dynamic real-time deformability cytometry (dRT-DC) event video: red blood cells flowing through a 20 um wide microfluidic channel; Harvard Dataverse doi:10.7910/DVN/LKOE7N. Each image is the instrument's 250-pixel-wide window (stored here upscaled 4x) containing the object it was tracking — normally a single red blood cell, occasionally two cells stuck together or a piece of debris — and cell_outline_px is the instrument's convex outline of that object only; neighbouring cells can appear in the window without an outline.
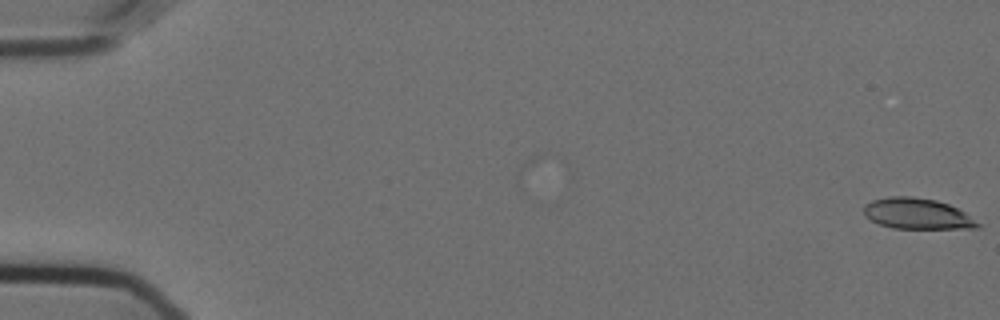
{"species": "Egyptian fruit bat (a non-hibernating species)", "species_latin": "Rousettus aegyptiacus", "temperature_condition": "cold", "stored_images_in_passage": 57, "camera_frame_rate_fps": 3000, "um_per_image_px": 0.085, "animal": {"sex": "female"}, "frame": {"image": 1, "passage_image": 1, "time_ms": 0.0, "image_size_px": [1000, 320], "cell_outline_px": [[984, 224], [976, 228], [892, 228], [880, 224], [864, 216], [864, 204], [872, 200], [888, 196], [912, 196], [936, 200], [948, 204], [964, 212]], "centroid_in_image_um": [77.97, 18.16], "position_along_channel_um": 7.0, "area_um2": 20.52}}
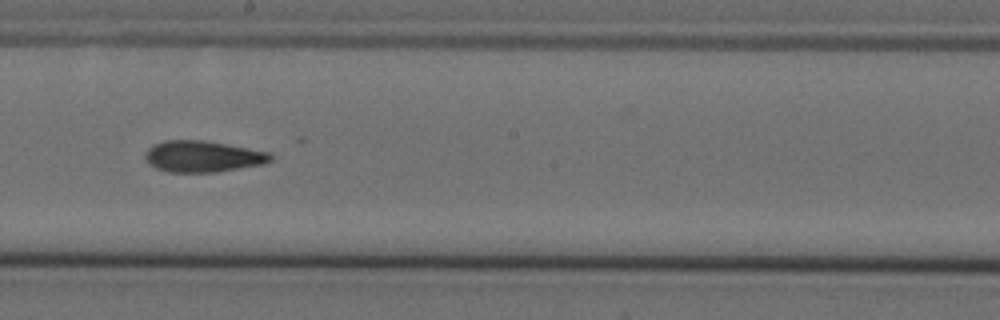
{"frame": {"image": 2, "passage_image": 33, "time_ms": 10.667, "image_size_px": [1000, 320], "cell_outline_px": [[272, 160], [264, 164], [216, 172], [168, 172], [156, 168], [148, 164], [144, 156], [144, 152], [152, 144], [164, 140], [204, 140], [272, 152]], "centroid_in_image_um": [17.22, 13.29], "position_along_channel_um": 231.0, "area_um2": 23.18}}
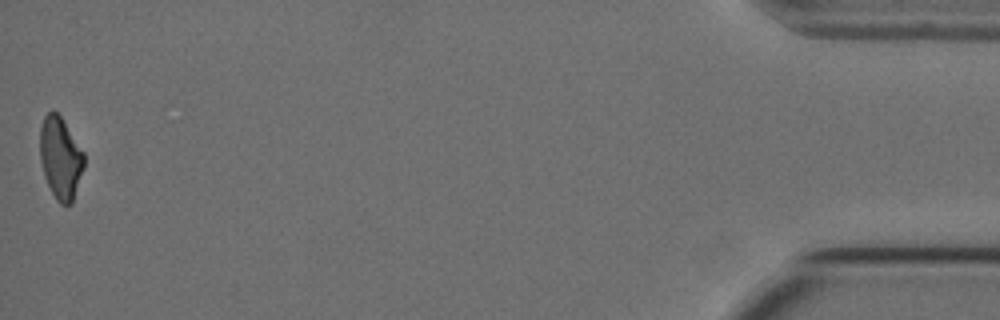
{"frame": {"image": 3, "passage_image": 57, "time_ms": 18.667, "image_size_px": [1000, 320], "cell_outline_px": [[84, 168], [72, 204], [60, 204], [56, 200], [44, 176], [40, 160], [40, 128], [44, 116], [52, 108], [60, 116], [84, 152]], "centroid_in_image_um": [5.14, 13.43], "position_along_channel_um": 430.1, "area_um2": 21.1}, "authors_computed_cell_mechanics": {"area_um2": 22.253, "velocity_mm_per_s": 3.6189, "shape_relaxation_time_tau1_ms": null, "shape_relaxation_time_tau2_ms": 5.6392, "deformation_change_tau1": null, "deformation_change_tau2": 0.1392}}